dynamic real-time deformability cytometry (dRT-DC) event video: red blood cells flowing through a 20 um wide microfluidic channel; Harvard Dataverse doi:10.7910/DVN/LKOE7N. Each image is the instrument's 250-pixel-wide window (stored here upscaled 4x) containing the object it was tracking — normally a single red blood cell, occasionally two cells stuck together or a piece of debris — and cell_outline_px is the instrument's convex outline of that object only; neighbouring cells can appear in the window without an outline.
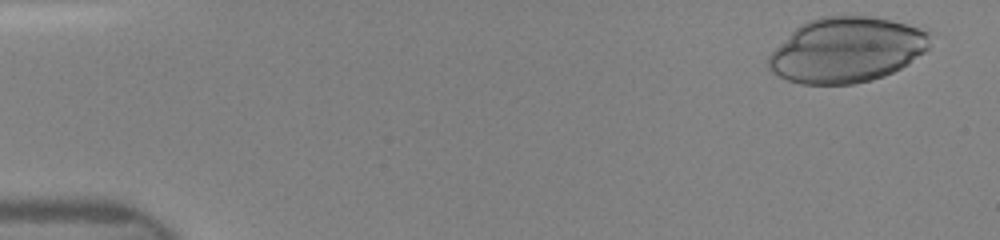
{"species": "human", "species_latin": "Homo sapiens", "temperature_condition": "room temperature", "stored_images_in_passage": 24, "camera_frame_rate_fps": 3000, "um_per_image_px": 0.085, "donor": {"sex": "female"}, "frame": {"image": 1, "passage_image": 2, "time_ms": 0.333, "image_size_px": [1000, 240], "cell_outline_px": [[928, 48], [924, 52], [908, 64], [884, 76], [872, 80], [852, 84], [800, 84], [788, 80], [772, 72], [768, 68], [768, 56], [796, 28], [808, 20], [820, 16], [868, 16], [888, 20], [920, 28], [928, 32]], "centroid_in_image_um": [71.94, 4.25], "position_along_channel_um": 13.1, "area_um2": 60.81}}